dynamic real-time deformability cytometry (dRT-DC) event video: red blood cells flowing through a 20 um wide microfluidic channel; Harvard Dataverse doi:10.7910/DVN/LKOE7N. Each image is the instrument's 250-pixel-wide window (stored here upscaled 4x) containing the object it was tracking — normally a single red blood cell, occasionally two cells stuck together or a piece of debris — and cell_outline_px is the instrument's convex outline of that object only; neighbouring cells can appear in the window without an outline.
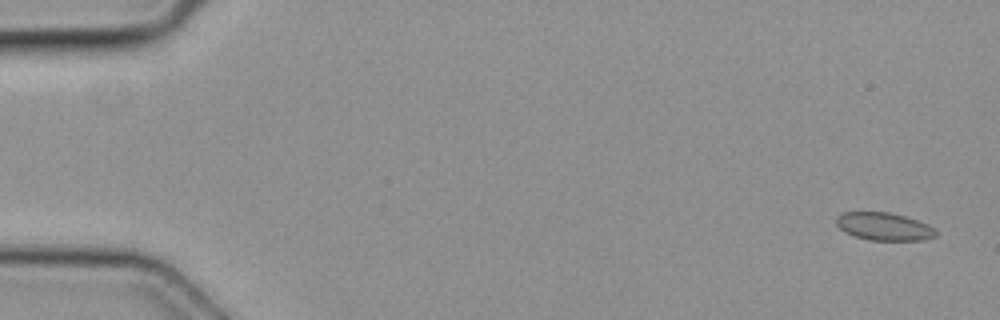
{"species": "common noctule bat (a hibernating species)", "species_latin": "Nyctalus noctula", "temperature_condition": "cold", "stored_images_in_passage": 5, "camera_frame_rate_fps": 3000, "um_per_image_px": 0.085, "animal": {"sex": "female", "body_mass_g": 19.3, "forearm_length_mm": 54.1}, "frame": {"image": 1, "passage_image": 1, "time_ms": 0.0, "image_size_px": [1000, 320], "cell_outline_px": [[936, 236], [924, 240], [868, 240], [844, 232], [836, 224], [836, 216], [844, 212], [888, 212], [904, 216], [916, 220], [932, 228], [936, 232]], "centroid_in_image_um": [75.09, 19.25], "position_along_channel_um": 9.9, "area_um2": 15.9}}
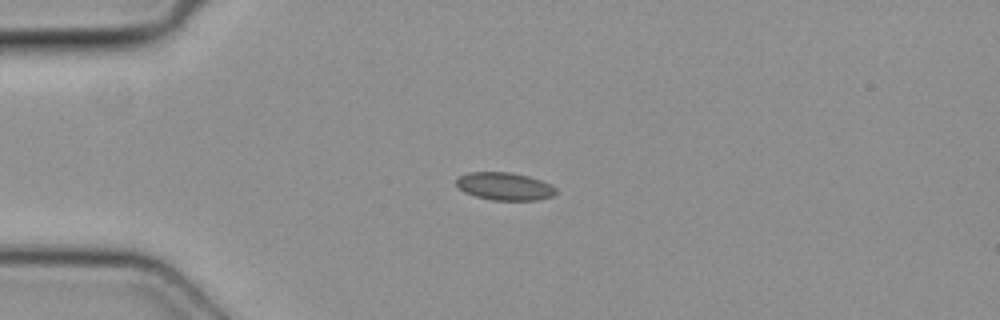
{"frame": {"image": 2, "passage_image": 4, "time_ms": 1.0, "image_size_px": [1000, 320], "cell_outline_px": [[556, 192], [552, 196], [536, 200], [492, 200], [476, 196], [464, 192], [456, 184], [456, 180], [460, 176], [468, 172], [508, 172], [528, 176], [540, 180], [556, 188]], "centroid_in_image_um": [42.87, 15.83], "position_along_channel_um": 42.1, "area_um2": 15.9}}